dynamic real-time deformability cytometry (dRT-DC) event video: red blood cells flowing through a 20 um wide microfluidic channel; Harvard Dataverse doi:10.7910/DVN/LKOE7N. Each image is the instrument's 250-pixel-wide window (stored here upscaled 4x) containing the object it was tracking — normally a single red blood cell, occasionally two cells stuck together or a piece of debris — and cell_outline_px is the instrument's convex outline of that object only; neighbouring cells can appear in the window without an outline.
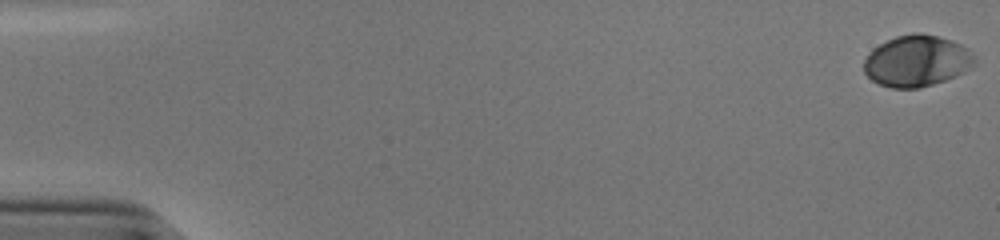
{"species": "human", "species_latin": "Homo sapiens", "temperature_condition": "cold", "stored_images_in_passage": 48, "camera_frame_rate_fps": 3000, "um_per_image_px": 0.085, "donor": {"sex": "male"}, "frame": {"image": 1, "passage_image": 1, "time_ms": 0.0, "image_size_px": [1000, 240], "cell_outline_px": [[976, 64], [972, 68], [956, 76], [920, 88], [892, 88], [880, 84], [872, 80], [864, 72], [864, 60], [868, 52], [872, 48], [896, 36], [912, 32], [920, 32], [952, 40], [968, 48], [976, 56]], "centroid_in_image_um": [77.95, 5.17], "position_along_channel_um": 7.1, "area_um2": 33.41}}
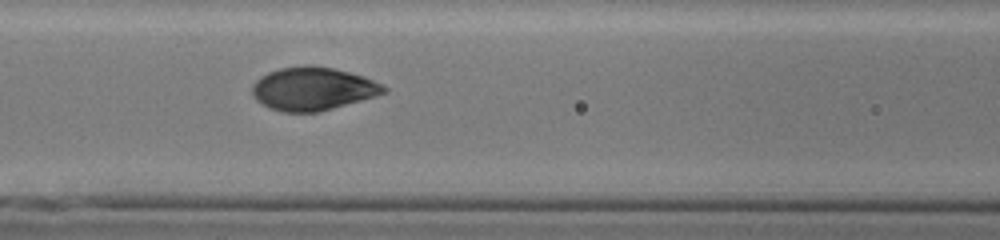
{"frame": {"image": 2, "passage_image": 25, "time_ms": 8.0, "image_size_px": [1000, 240], "cell_outline_px": [[388, 92], [332, 108], [316, 112], [280, 112], [268, 108], [256, 100], [252, 96], [252, 84], [260, 76], [268, 72], [280, 68], [308, 64], [332, 68], [364, 76], [388, 88]], "centroid_in_image_um": [26.54, 7.54], "position_along_channel_um": 140.1, "area_um2": 33.06}}
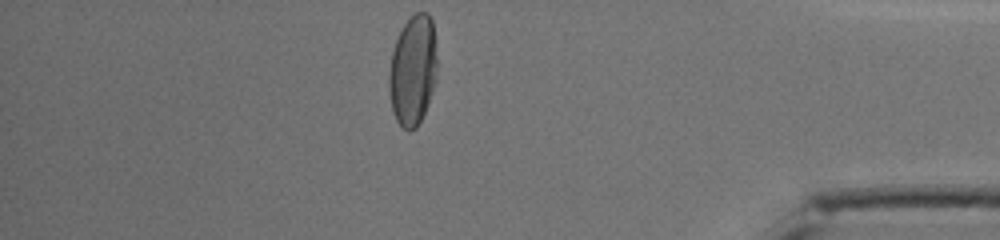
{"frame": {"image": 3, "passage_image": 48, "time_ms": 15.667, "image_size_px": [1000, 240], "cell_outline_px": [[436, 80], [428, 104], [416, 128], [408, 132], [396, 120], [392, 108], [388, 88], [388, 72], [392, 52], [396, 40], [404, 24], [416, 12], [428, 12], [432, 20], [436, 44]], "centroid_in_image_um": [35.09, 5.98], "position_along_channel_um": 400.1, "area_um2": 30.98}, "authors_computed_cell_mechanics": {"area_um2": 32.8593, "velocity_mm_per_s": 3.8197, "shape_relaxation_time_tau1_ms": 3.5003, "shape_relaxation_time_tau2_ms": null, "deformation_change_tau1": 0.1843, "deformation_change_tau2": null}}